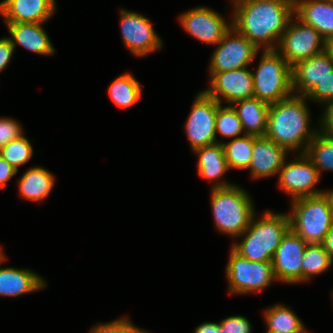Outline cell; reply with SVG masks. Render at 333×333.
I'll use <instances>...</instances> for the list:
<instances>
[{
  "label": "cell",
  "mask_w": 333,
  "mask_h": 333,
  "mask_svg": "<svg viewBox=\"0 0 333 333\" xmlns=\"http://www.w3.org/2000/svg\"><path fill=\"white\" fill-rule=\"evenodd\" d=\"M303 95L291 96L270 104L265 136L288 152L301 149L305 153L309 142L318 133L311 129L310 113Z\"/></svg>",
  "instance_id": "7a4b0ae2"
},
{
  "label": "cell",
  "mask_w": 333,
  "mask_h": 333,
  "mask_svg": "<svg viewBox=\"0 0 333 333\" xmlns=\"http://www.w3.org/2000/svg\"><path fill=\"white\" fill-rule=\"evenodd\" d=\"M264 314L266 333H307L301 319L285 305L276 304Z\"/></svg>",
  "instance_id": "d4e9b609"
},
{
  "label": "cell",
  "mask_w": 333,
  "mask_h": 333,
  "mask_svg": "<svg viewBox=\"0 0 333 333\" xmlns=\"http://www.w3.org/2000/svg\"><path fill=\"white\" fill-rule=\"evenodd\" d=\"M225 272L231 294L262 291L277 281L271 262H253L240 256L232 248Z\"/></svg>",
  "instance_id": "52a82bcc"
},
{
  "label": "cell",
  "mask_w": 333,
  "mask_h": 333,
  "mask_svg": "<svg viewBox=\"0 0 333 333\" xmlns=\"http://www.w3.org/2000/svg\"><path fill=\"white\" fill-rule=\"evenodd\" d=\"M211 189L210 203L216 228L237 238L248 228L255 214L249 194L234 184Z\"/></svg>",
  "instance_id": "277c9868"
},
{
  "label": "cell",
  "mask_w": 333,
  "mask_h": 333,
  "mask_svg": "<svg viewBox=\"0 0 333 333\" xmlns=\"http://www.w3.org/2000/svg\"><path fill=\"white\" fill-rule=\"evenodd\" d=\"M0 155L5 161L18 170L21 165L28 162L33 156V147L29 140L22 135L2 147L0 149Z\"/></svg>",
  "instance_id": "4dcf8cb0"
},
{
  "label": "cell",
  "mask_w": 333,
  "mask_h": 333,
  "mask_svg": "<svg viewBox=\"0 0 333 333\" xmlns=\"http://www.w3.org/2000/svg\"><path fill=\"white\" fill-rule=\"evenodd\" d=\"M294 17L313 27L327 41L333 38L332 0H293Z\"/></svg>",
  "instance_id": "d6986e66"
},
{
  "label": "cell",
  "mask_w": 333,
  "mask_h": 333,
  "mask_svg": "<svg viewBox=\"0 0 333 333\" xmlns=\"http://www.w3.org/2000/svg\"><path fill=\"white\" fill-rule=\"evenodd\" d=\"M307 243L291 229L283 236L272 257L277 281L287 284L302 282V259Z\"/></svg>",
  "instance_id": "4fadbf2b"
},
{
  "label": "cell",
  "mask_w": 333,
  "mask_h": 333,
  "mask_svg": "<svg viewBox=\"0 0 333 333\" xmlns=\"http://www.w3.org/2000/svg\"><path fill=\"white\" fill-rule=\"evenodd\" d=\"M144 329L134 326L128 318H121L105 324H98L90 333H141Z\"/></svg>",
  "instance_id": "d6a6232c"
},
{
  "label": "cell",
  "mask_w": 333,
  "mask_h": 333,
  "mask_svg": "<svg viewBox=\"0 0 333 333\" xmlns=\"http://www.w3.org/2000/svg\"><path fill=\"white\" fill-rule=\"evenodd\" d=\"M232 105L239 116L244 134L265 136L270 104L252 97L235 101Z\"/></svg>",
  "instance_id": "603a6c76"
},
{
  "label": "cell",
  "mask_w": 333,
  "mask_h": 333,
  "mask_svg": "<svg viewBox=\"0 0 333 333\" xmlns=\"http://www.w3.org/2000/svg\"><path fill=\"white\" fill-rule=\"evenodd\" d=\"M198 156V173L204 179L214 182L212 188L228 187L233 184L220 181L229 170L221 141L193 150Z\"/></svg>",
  "instance_id": "44dd1931"
},
{
  "label": "cell",
  "mask_w": 333,
  "mask_h": 333,
  "mask_svg": "<svg viewBox=\"0 0 333 333\" xmlns=\"http://www.w3.org/2000/svg\"><path fill=\"white\" fill-rule=\"evenodd\" d=\"M55 177L42 167L30 168L18 181L20 196L29 201H41L54 187Z\"/></svg>",
  "instance_id": "cb8c5ba5"
},
{
  "label": "cell",
  "mask_w": 333,
  "mask_h": 333,
  "mask_svg": "<svg viewBox=\"0 0 333 333\" xmlns=\"http://www.w3.org/2000/svg\"><path fill=\"white\" fill-rule=\"evenodd\" d=\"M218 104V101L205 91L196 96L184 125L192 150L218 142L215 130Z\"/></svg>",
  "instance_id": "30bf717a"
},
{
  "label": "cell",
  "mask_w": 333,
  "mask_h": 333,
  "mask_svg": "<svg viewBox=\"0 0 333 333\" xmlns=\"http://www.w3.org/2000/svg\"><path fill=\"white\" fill-rule=\"evenodd\" d=\"M119 12L122 40L132 54L144 57L162 47V41L148 18L124 9Z\"/></svg>",
  "instance_id": "7c38bea8"
},
{
  "label": "cell",
  "mask_w": 333,
  "mask_h": 333,
  "mask_svg": "<svg viewBox=\"0 0 333 333\" xmlns=\"http://www.w3.org/2000/svg\"><path fill=\"white\" fill-rule=\"evenodd\" d=\"M108 93L115 105L128 108L140 100L142 87L131 73H125L110 84Z\"/></svg>",
  "instance_id": "484cf974"
},
{
  "label": "cell",
  "mask_w": 333,
  "mask_h": 333,
  "mask_svg": "<svg viewBox=\"0 0 333 333\" xmlns=\"http://www.w3.org/2000/svg\"><path fill=\"white\" fill-rule=\"evenodd\" d=\"M261 217L257 220L254 214L248 228L238 236L243 240L233 243L231 248L253 262H271L283 236L290 229L289 216L288 213L267 211Z\"/></svg>",
  "instance_id": "3957f363"
},
{
  "label": "cell",
  "mask_w": 333,
  "mask_h": 333,
  "mask_svg": "<svg viewBox=\"0 0 333 333\" xmlns=\"http://www.w3.org/2000/svg\"><path fill=\"white\" fill-rule=\"evenodd\" d=\"M306 98L320 104L333 102V69L311 89Z\"/></svg>",
  "instance_id": "1f68e13d"
},
{
  "label": "cell",
  "mask_w": 333,
  "mask_h": 333,
  "mask_svg": "<svg viewBox=\"0 0 333 333\" xmlns=\"http://www.w3.org/2000/svg\"><path fill=\"white\" fill-rule=\"evenodd\" d=\"M320 179V174L311 159L305 153H299L296 160L283 163L279 171V187L291 195V200L316 196L324 193L314 189Z\"/></svg>",
  "instance_id": "8fae6325"
},
{
  "label": "cell",
  "mask_w": 333,
  "mask_h": 333,
  "mask_svg": "<svg viewBox=\"0 0 333 333\" xmlns=\"http://www.w3.org/2000/svg\"><path fill=\"white\" fill-rule=\"evenodd\" d=\"M326 51L330 54L333 61V38L326 41Z\"/></svg>",
  "instance_id": "60d3db41"
},
{
  "label": "cell",
  "mask_w": 333,
  "mask_h": 333,
  "mask_svg": "<svg viewBox=\"0 0 333 333\" xmlns=\"http://www.w3.org/2000/svg\"><path fill=\"white\" fill-rule=\"evenodd\" d=\"M216 136L220 133L225 137L237 138L244 133L239 116L232 105L222 107L218 104L215 120Z\"/></svg>",
  "instance_id": "f546056e"
},
{
  "label": "cell",
  "mask_w": 333,
  "mask_h": 333,
  "mask_svg": "<svg viewBox=\"0 0 333 333\" xmlns=\"http://www.w3.org/2000/svg\"><path fill=\"white\" fill-rule=\"evenodd\" d=\"M222 333H251L252 326L246 317L230 316L219 322Z\"/></svg>",
  "instance_id": "e575fe53"
},
{
  "label": "cell",
  "mask_w": 333,
  "mask_h": 333,
  "mask_svg": "<svg viewBox=\"0 0 333 333\" xmlns=\"http://www.w3.org/2000/svg\"><path fill=\"white\" fill-rule=\"evenodd\" d=\"M211 57L209 72H223L249 67L259 49L233 26L216 44Z\"/></svg>",
  "instance_id": "9c48e42d"
},
{
  "label": "cell",
  "mask_w": 333,
  "mask_h": 333,
  "mask_svg": "<svg viewBox=\"0 0 333 333\" xmlns=\"http://www.w3.org/2000/svg\"><path fill=\"white\" fill-rule=\"evenodd\" d=\"M254 135L243 134L242 137L232 139L230 142H221L229 170L232 168L246 170L251 161Z\"/></svg>",
  "instance_id": "4316f807"
},
{
  "label": "cell",
  "mask_w": 333,
  "mask_h": 333,
  "mask_svg": "<svg viewBox=\"0 0 333 333\" xmlns=\"http://www.w3.org/2000/svg\"><path fill=\"white\" fill-rule=\"evenodd\" d=\"M209 73L210 88L204 91L219 104L222 99L232 105L235 101L254 97L252 71L248 67Z\"/></svg>",
  "instance_id": "5bb4252c"
},
{
  "label": "cell",
  "mask_w": 333,
  "mask_h": 333,
  "mask_svg": "<svg viewBox=\"0 0 333 333\" xmlns=\"http://www.w3.org/2000/svg\"><path fill=\"white\" fill-rule=\"evenodd\" d=\"M5 256L3 254L2 248L0 247V264H2V262L4 261Z\"/></svg>",
  "instance_id": "7bdbcfd3"
},
{
  "label": "cell",
  "mask_w": 333,
  "mask_h": 333,
  "mask_svg": "<svg viewBox=\"0 0 333 333\" xmlns=\"http://www.w3.org/2000/svg\"><path fill=\"white\" fill-rule=\"evenodd\" d=\"M324 246V249L327 251L329 254L330 258L333 260V226L325 236V239L322 243Z\"/></svg>",
  "instance_id": "ab89813d"
},
{
  "label": "cell",
  "mask_w": 333,
  "mask_h": 333,
  "mask_svg": "<svg viewBox=\"0 0 333 333\" xmlns=\"http://www.w3.org/2000/svg\"><path fill=\"white\" fill-rule=\"evenodd\" d=\"M232 1L234 2L232 26L258 49L276 50L290 19L294 17V1Z\"/></svg>",
  "instance_id": "6da1fadb"
},
{
  "label": "cell",
  "mask_w": 333,
  "mask_h": 333,
  "mask_svg": "<svg viewBox=\"0 0 333 333\" xmlns=\"http://www.w3.org/2000/svg\"><path fill=\"white\" fill-rule=\"evenodd\" d=\"M324 194L328 197L329 202H330V206L333 210V190L324 191Z\"/></svg>",
  "instance_id": "b9f144b4"
},
{
  "label": "cell",
  "mask_w": 333,
  "mask_h": 333,
  "mask_svg": "<svg viewBox=\"0 0 333 333\" xmlns=\"http://www.w3.org/2000/svg\"><path fill=\"white\" fill-rule=\"evenodd\" d=\"M291 18L282 34L276 51L292 67L326 50V40L313 27Z\"/></svg>",
  "instance_id": "ba28073f"
},
{
  "label": "cell",
  "mask_w": 333,
  "mask_h": 333,
  "mask_svg": "<svg viewBox=\"0 0 333 333\" xmlns=\"http://www.w3.org/2000/svg\"><path fill=\"white\" fill-rule=\"evenodd\" d=\"M325 111L319 123V131L327 136L333 137V102L325 104Z\"/></svg>",
  "instance_id": "d590c367"
},
{
  "label": "cell",
  "mask_w": 333,
  "mask_h": 333,
  "mask_svg": "<svg viewBox=\"0 0 333 333\" xmlns=\"http://www.w3.org/2000/svg\"><path fill=\"white\" fill-rule=\"evenodd\" d=\"M305 154L311 159L320 176L322 170L333 172V137L318 131L309 142Z\"/></svg>",
  "instance_id": "83f0119b"
},
{
  "label": "cell",
  "mask_w": 333,
  "mask_h": 333,
  "mask_svg": "<svg viewBox=\"0 0 333 333\" xmlns=\"http://www.w3.org/2000/svg\"><path fill=\"white\" fill-rule=\"evenodd\" d=\"M288 151L266 136H255L251 161L247 169L253 179L267 178L279 173Z\"/></svg>",
  "instance_id": "2e32d148"
},
{
  "label": "cell",
  "mask_w": 333,
  "mask_h": 333,
  "mask_svg": "<svg viewBox=\"0 0 333 333\" xmlns=\"http://www.w3.org/2000/svg\"><path fill=\"white\" fill-rule=\"evenodd\" d=\"M290 229L307 244H322L333 226V210L322 193L291 200Z\"/></svg>",
  "instance_id": "5b68a950"
},
{
  "label": "cell",
  "mask_w": 333,
  "mask_h": 333,
  "mask_svg": "<svg viewBox=\"0 0 333 333\" xmlns=\"http://www.w3.org/2000/svg\"><path fill=\"white\" fill-rule=\"evenodd\" d=\"M183 29L194 38L209 45H216L232 27L222 15L208 7H196L179 16Z\"/></svg>",
  "instance_id": "9a60e30c"
},
{
  "label": "cell",
  "mask_w": 333,
  "mask_h": 333,
  "mask_svg": "<svg viewBox=\"0 0 333 333\" xmlns=\"http://www.w3.org/2000/svg\"><path fill=\"white\" fill-rule=\"evenodd\" d=\"M45 287L44 279L29 269L0 268V296L17 297Z\"/></svg>",
  "instance_id": "7402d4cb"
},
{
  "label": "cell",
  "mask_w": 333,
  "mask_h": 333,
  "mask_svg": "<svg viewBox=\"0 0 333 333\" xmlns=\"http://www.w3.org/2000/svg\"><path fill=\"white\" fill-rule=\"evenodd\" d=\"M141 333H148V331H146V330H143Z\"/></svg>",
  "instance_id": "ee69618b"
},
{
  "label": "cell",
  "mask_w": 333,
  "mask_h": 333,
  "mask_svg": "<svg viewBox=\"0 0 333 333\" xmlns=\"http://www.w3.org/2000/svg\"><path fill=\"white\" fill-rule=\"evenodd\" d=\"M333 264L322 244H307L302 259V282L326 271Z\"/></svg>",
  "instance_id": "f1b7e54d"
},
{
  "label": "cell",
  "mask_w": 333,
  "mask_h": 333,
  "mask_svg": "<svg viewBox=\"0 0 333 333\" xmlns=\"http://www.w3.org/2000/svg\"><path fill=\"white\" fill-rule=\"evenodd\" d=\"M10 33L14 49L16 45H21L27 50L40 54L52 55L55 53V48L52 45L47 33L42 27L44 23H5Z\"/></svg>",
  "instance_id": "ffe728a7"
},
{
  "label": "cell",
  "mask_w": 333,
  "mask_h": 333,
  "mask_svg": "<svg viewBox=\"0 0 333 333\" xmlns=\"http://www.w3.org/2000/svg\"><path fill=\"white\" fill-rule=\"evenodd\" d=\"M252 77L254 97L268 104L293 94L291 66L276 50H263Z\"/></svg>",
  "instance_id": "8992f818"
},
{
  "label": "cell",
  "mask_w": 333,
  "mask_h": 333,
  "mask_svg": "<svg viewBox=\"0 0 333 333\" xmlns=\"http://www.w3.org/2000/svg\"><path fill=\"white\" fill-rule=\"evenodd\" d=\"M14 50L9 37H3L0 39V72L7 67Z\"/></svg>",
  "instance_id": "8d00e7d4"
},
{
  "label": "cell",
  "mask_w": 333,
  "mask_h": 333,
  "mask_svg": "<svg viewBox=\"0 0 333 333\" xmlns=\"http://www.w3.org/2000/svg\"><path fill=\"white\" fill-rule=\"evenodd\" d=\"M332 69L333 61L326 50L299 61L291 67L293 94L306 96Z\"/></svg>",
  "instance_id": "e0dca14e"
},
{
  "label": "cell",
  "mask_w": 333,
  "mask_h": 333,
  "mask_svg": "<svg viewBox=\"0 0 333 333\" xmlns=\"http://www.w3.org/2000/svg\"><path fill=\"white\" fill-rule=\"evenodd\" d=\"M18 170L5 161L0 155V190H2L7 181H9Z\"/></svg>",
  "instance_id": "74e56055"
},
{
  "label": "cell",
  "mask_w": 333,
  "mask_h": 333,
  "mask_svg": "<svg viewBox=\"0 0 333 333\" xmlns=\"http://www.w3.org/2000/svg\"><path fill=\"white\" fill-rule=\"evenodd\" d=\"M55 0H4L0 14L6 23H45L55 13Z\"/></svg>",
  "instance_id": "ac0fdd59"
},
{
  "label": "cell",
  "mask_w": 333,
  "mask_h": 333,
  "mask_svg": "<svg viewBox=\"0 0 333 333\" xmlns=\"http://www.w3.org/2000/svg\"><path fill=\"white\" fill-rule=\"evenodd\" d=\"M195 333H222V331L219 323L205 322L195 329Z\"/></svg>",
  "instance_id": "f35d334b"
},
{
  "label": "cell",
  "mask_w": 333,
  "mask_h": 333,
  "mask_svg": "<svg viewBox=\"0 0 333 333\" xmlns=\"http://www.w3.org/2000/svg\"><path fill=\"white\" fill-rule=\"evenodd\" d=\"M22 130L21 125L15 119L0 117V149L11 140L21 137Z\"/></svg>",
  "instance_id": "836d02e7"
}]
</instances>
